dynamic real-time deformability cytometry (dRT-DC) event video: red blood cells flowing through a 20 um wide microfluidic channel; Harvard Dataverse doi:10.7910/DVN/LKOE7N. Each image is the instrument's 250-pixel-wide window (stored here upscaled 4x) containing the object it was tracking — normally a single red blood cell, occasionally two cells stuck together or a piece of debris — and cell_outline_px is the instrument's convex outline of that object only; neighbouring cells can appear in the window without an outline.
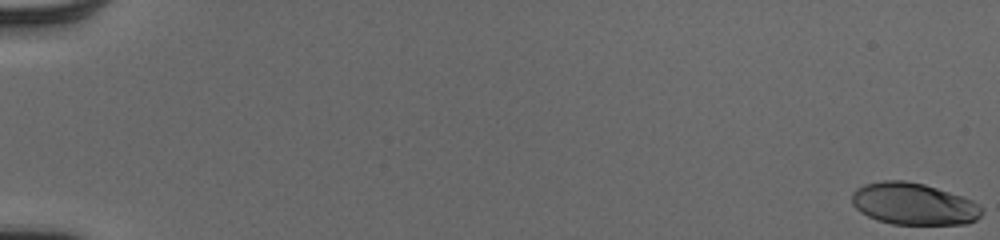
{"species": "human", "species_latin": "Homo sapiens", "temperature_condition": "cold", "stored_images_in_passage": 54, "camera_frame_rate_fps": 3000, "um_per_image_px": 0.085, "donor": {"sex": "male"}, "frame": {"image": 1, "passage_image": 1, "time_ms": 0.0, "image_size_px": [1000, 240], "cell_outline_px": [[980, 216], [976, 220], [964, 224], [892, 224], [876, 220], [860, 212], [852, 204], [852, 192], [856, 188], [864, 184], [880, 180], [904, 180], [924, 184], [972, 200], [980, 208]], "centroid_in_image_um": [77.59, 17.33], "position_along_channel_um": 7.4, "area_um2": 31.56}}
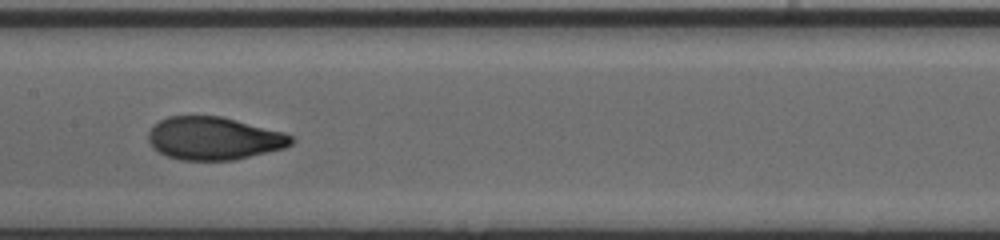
{"frame": {"image": 2, "passage_image": 30, "time_ms": 9.667, "image_size_px": [1000, 240], "cell_outline_px": [[296, 140], [292, 144], [284, 148], [232, 160], [180, 160], [168, 156], [152, 148], [148, 140], [148, 132], [160, 120], [168, 116], [220, 116], [284, 132], [292, 136]], "centroid_in_image_um": [18.18, 11.76], "position_along_channel_um": 189.2, "area_um2": 35.55}}
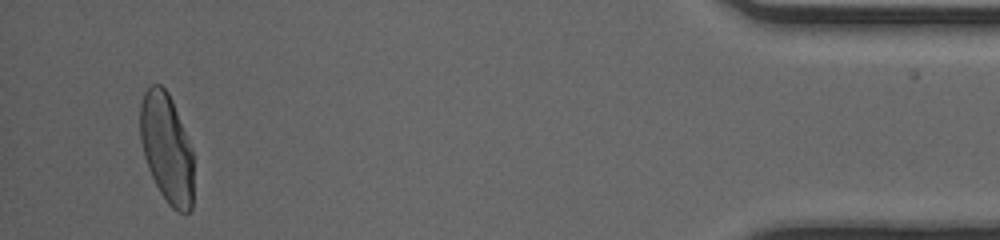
{"frame": {"image": 3, "passage_image": 52, "time_ms": 17.0, "image_size_px": [1000, 240], "cell_outline_px": [[192, 208], [188, 212], [176, 212], [168, 204], [160, 192], [148, 168], [144, 156], [140, 140], [140, 104], [144, 92], [152, 84], [160, 84], [168, 92], [172, 100], [192, 148]], "centroid_in_image_um": [14.15, 12.59], "position_along_channel_um": 421.0, "area_um2": 33.93}, "authors_computed_cell_mechanics": {"area_um2": 34.3332, "velocity_mm_per_s": 4.0547, "shape_relaxation_time_tau1_ms": 3.7996, "shape_relaxation_time_tau2_ms": 0.7502, "deformation_change_tau1": 0.2039, "deformation_change_tau2": 0.0455}}